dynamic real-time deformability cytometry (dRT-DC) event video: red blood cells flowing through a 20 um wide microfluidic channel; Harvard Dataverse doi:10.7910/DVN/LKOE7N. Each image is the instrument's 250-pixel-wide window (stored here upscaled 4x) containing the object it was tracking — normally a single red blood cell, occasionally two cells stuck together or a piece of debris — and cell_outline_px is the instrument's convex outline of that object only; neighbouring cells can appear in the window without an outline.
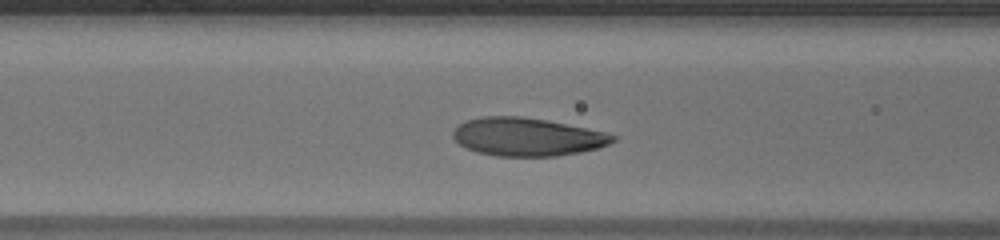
{"species": "human", "species_latin": "Homo sapiens", "temperature_condition": "warm", "stored_images_in_passage": 33, "camera_frame_rate_fps": 3000, "um_per_image_px": 0.085, "donor": {"sex": "male"}, "frame": {"image": 1, "passage_image": 11, "time_ms": 3.333, "image_size_px": [1000, 240], "cell_outline_px": [[616, 140], [608, 144], [596, 148], [580, 152], [556, 156], [496, 156], [476, 152], [464, 148], [452, 136], [452, 132], [460, 124], [468, 120], [484, 116], [524, 116], [604, 132], [616, 136]], "centroid_in_image_um": [44.77, 11.64], "position_along_channel_um": 121.8, "area_um2": 35.2}}
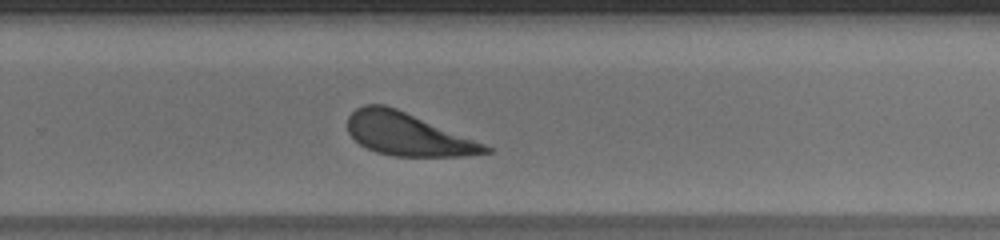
{"frame": {"image": 2, "passage_image": 24, "time_ms": 7.667, "image_size_px": [1000, 240], "cell_outline_px": [[492, 152], [464, 156], [392, 156], [376, 152], [360, 144], [348, 132], [348, 116], [356, 108], [364, 104], [384, 104], [396, 108], [484, 144], [492, 148]], "centroid_in_image_um": [34.61, 11.41], "position_along_channel_um": 295.2, "area_um2": 33.81}}
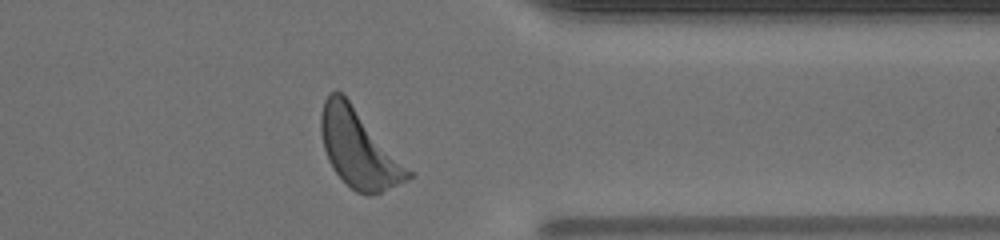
{"frame": {"image": 3, "passage_image": 31, "time_ms": 10.0, "image_size_px": [1000, 240], "cell_outline_px": [[412, 176], [408, 180], [380, 192], [368, 196], [356, 192], [332, 168], [328, 160], [324, 148], [320, 132], [320, 116], [324, 100], [336, 88], [348, 100], [412, 172]], "centroid_in_image_um": [30.46, 12.65], "position_along_channel_um": 380.9, "area_um2": 38.55}, "authors_computed_cell_mechanics": {"area_um2": 35.4314, "velocity_mm_per_s": 4.0148, "shape_relaxation_time_tau1_ms": 2.0627, "shape_relaxation_time_tau2_ms": null, "deformation_change_tau1": 0.131, "deformation_change_tau2": null}}